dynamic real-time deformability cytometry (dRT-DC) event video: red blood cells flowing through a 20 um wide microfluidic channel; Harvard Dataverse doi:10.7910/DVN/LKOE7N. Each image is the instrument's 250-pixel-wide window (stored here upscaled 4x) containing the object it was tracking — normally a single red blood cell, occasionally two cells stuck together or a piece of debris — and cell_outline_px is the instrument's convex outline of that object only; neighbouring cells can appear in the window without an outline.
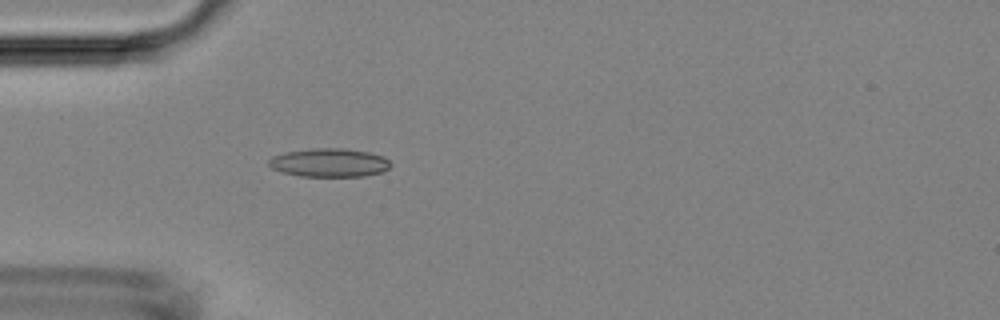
{"species": "Egyptian fruit bat (a non-hibernating species)", "species_latin": "Rousettus aegyptiacus", "temperature_condition": "room temperature", "stored_images_in_passage": 5, "camera_frame_rate_fps": 3000, "um_per_image_px": 0.085, "animal": {"sex": "female"}, "frame": {"image": 1, "passage_image": 5, "time_ms": 4.333, "image_size_px": [1000, 320], "cell_outline_px": [[392, 164], [384, 172], [364, 176], [300, 176], [280, 172], [272, 168], [268, 164], [268, 160], [272, 156], [284, 152], [312, 148], [344, 148], [368, 152], [384, 156]], "centroid_in_image_um": [27.98, 13.82], "position_along_channel_um": 57.0, "area_um2": 20.46}}